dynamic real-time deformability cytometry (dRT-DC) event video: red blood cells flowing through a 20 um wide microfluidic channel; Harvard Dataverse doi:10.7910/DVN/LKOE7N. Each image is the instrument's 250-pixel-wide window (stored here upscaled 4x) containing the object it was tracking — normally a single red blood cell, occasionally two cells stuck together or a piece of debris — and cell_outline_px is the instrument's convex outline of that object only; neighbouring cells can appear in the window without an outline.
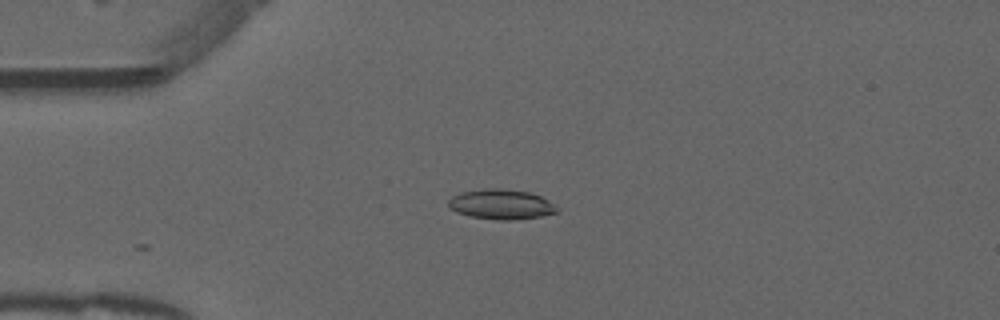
{"species": "common noctule bat (a hibernating species)", "species_latin": "Nyctalus noctula", "temperature_condition": "warm", "stored_images_in_passage": 20, "camera_frame_rate_fps": 3000, "um_per_image_px": 0.085, "animal": {"sex": "male", "forearm_length_mm": 52.5}, "frame": {"image": 1, "passage_image": 1, "time_ms": 0.0, "image_size_px": [1000, 320], "cell_outline_px": [[556, 212], [540, 216], [512, 220], [500, 220], [472, 216], [456, 212], [448, 208], [448, 200], [452, 196], [460, 192], [484, 188], [500, 188], [528, 192], [540, 196], [548, 200], [556, 208]], "centroid_in_image_um": [42.53, 17.35], "position_along_channel_um": 42.5, "area_um2": 18.79}}
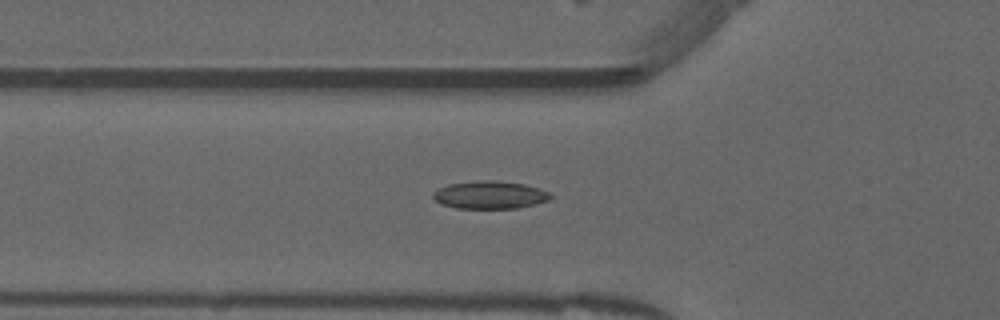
{"frame": {"image": 2, "passage_image": 6, "time_ms": 1.667, "image_size_px": [1000, 320], "cell_outline_px": [[552, 196], [548, 200], [516, 208], [456, 208], [440, 204], [432, 196], [432, 192], [448, 184], [476, 180], [492, 180], [524, 184], [548, 192]], "centroid_in_image_um": [41.57, 16.56], "position_along_channel_um": 84.2, "area_um2": 18.79}}
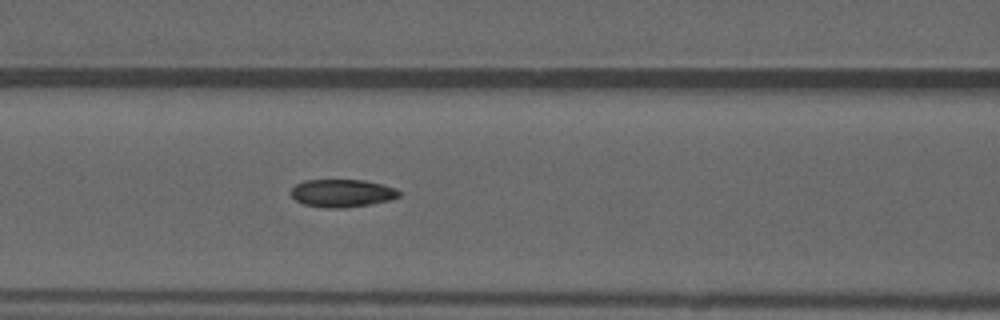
{"frame": {"image": 3, "passage_image": 10, "time_ms": 3.0, "image_size_px": [1000, 320], "cell_outline_px": [[400, 196], [388, 200], [368, 204], [344, 208], [324, 208], [304, 204], [296, 200], [288, 192], [296, 184], [304, 180], [364, 180], [396, 188], [400, 192]], "centroid_in_image_um": [29.03, 16.41], "position_along_channel_um": 137.6, "area_um2": 17.46}}